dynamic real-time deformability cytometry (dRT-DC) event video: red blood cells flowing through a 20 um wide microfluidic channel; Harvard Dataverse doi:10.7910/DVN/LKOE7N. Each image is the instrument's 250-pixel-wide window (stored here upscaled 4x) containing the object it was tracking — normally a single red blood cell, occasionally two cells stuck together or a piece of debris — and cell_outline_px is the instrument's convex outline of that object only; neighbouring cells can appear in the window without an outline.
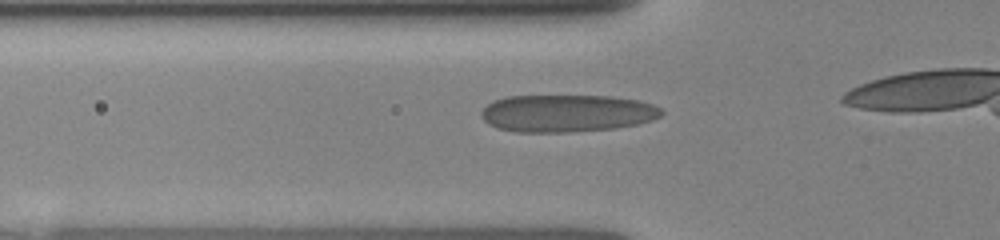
{"species": "human", "species_latin": "Homo sapiens", "temperature_condition": "room temperature", "stored_images_in_passage": 8, "camera_frame_rate_fps": 3000, "um_per_image_px": 0.085, "donor": {"sex": "female"}, "frame": {"image": 1, "passage_image": 3, "time_ms": 0.667, "image_size_px": [1000, 240], "cell_outline_px": [[664, 112], [660, 116], [652, 120], [636, 124], [616, 128], [568, 132], [516, 132], [496, 128], [488, 124], [480, 116], [480, 112], [492, 100], [504, 96], [608, 96], [640, 100], [652, 104], [660, 108]], "centroid_in_image_um": [48.15, 9.63], "position_along_channel_um": 77.7, "area_um2": 39.48}}